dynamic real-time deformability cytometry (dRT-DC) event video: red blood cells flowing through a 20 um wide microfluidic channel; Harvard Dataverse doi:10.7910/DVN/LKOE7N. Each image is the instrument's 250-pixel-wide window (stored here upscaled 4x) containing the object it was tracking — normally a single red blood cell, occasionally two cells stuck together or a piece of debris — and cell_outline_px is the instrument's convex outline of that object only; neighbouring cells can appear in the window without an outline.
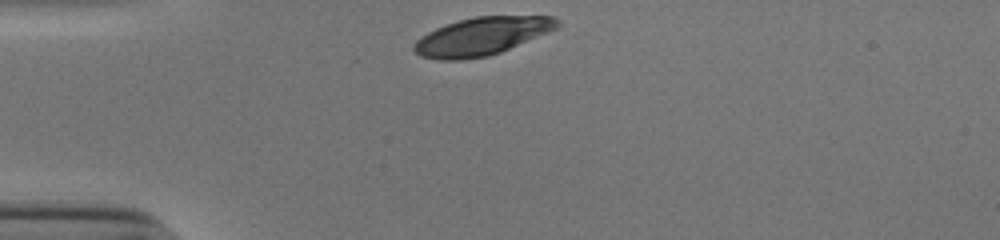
{"species": "human", "species_latin": "Homo sapiens", "temperature_condition": "cold", "stored_images_in_passage": 30, "camera_frame_rate_fps": 3000, "um_per_image_px": 0.085, "donor": {"sex": "male"}, "frame": {"image": 1, "passage_image": 1, "time_ms": 0.0, "image_size_px": [1000, 240], "cell_outline_px": [[560, 24], [556, 28], [548, 32], [500, 52], [488, 56], [460, 60], [440, 60], [420, 56], [412, 48], [412, 44], [416, 40], [428, 32], [436, 28], [460, 20], [476, 16], [556, 16], [560, 20]], "centroid_in_image_um": [40.94, 3.08], "position_along_channel_um": 44.1, "area_um2": 31.44}}
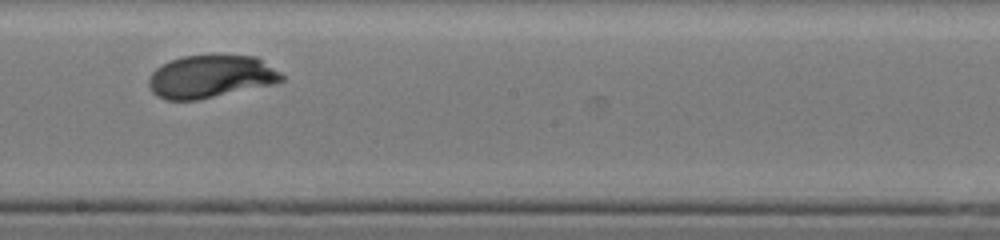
{"frame": {"image": 2, "passage_image": 18, "time_ms": 5.667, "image_size_px": [1000, 240], "cell_outline_px": [[284, 80], [276, 84], [196, 100], [164, 100], [156, 96], [152, 92], [148, 84], [148, 80], [152, 72], [156, 68], [172, 60], [184, 56], [212, 52], [256, 56], [280, 72], [284, 76]], "centroid_in_image_um": [17.93, 6.47], "position_along_channel_um": 230.3, "area_um2": 33.99}}
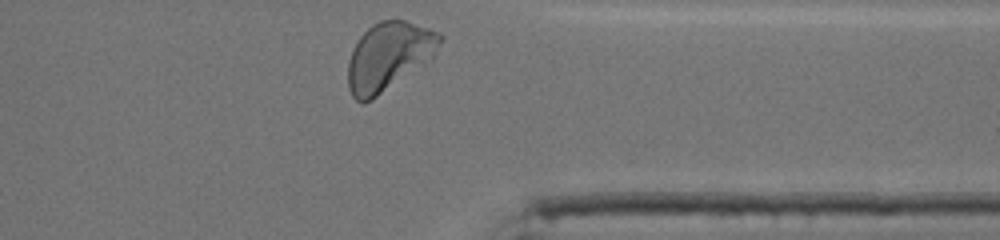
{"frame": {"image": 3, "passage_image": 30, "time_ms": 9.667, "image_size_px": [1000, 240], "cell_outline_px": [[444, 36], [436, 56], [432, 60], [372, 100], [364, 104], [356, 100], [352, 96], [348, 88], [348, 60], [352, 48], [360, 36], [372, 24], [380, 20], [404, 20], [440, 32]], "centroid_in_image_um": [33.07, 4.8], "position_along_channel_um": 378.3, "area_um2": 37.22}, "authors_computed_cell_mechanics": {"area_um2": 33.5818, "velocity_mm_per_s": 3.7923, "shape_relaxation_time_tau1_ms": 2.2037, "shape_relaxation_time_tau2_ms": null, "deformation_change_tau1": 0.1519, "deformation_change_tau2": null}}